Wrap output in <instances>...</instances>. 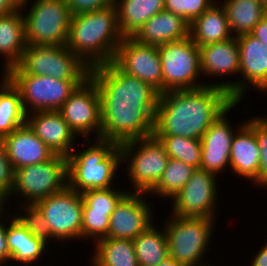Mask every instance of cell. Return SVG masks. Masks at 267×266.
<instances>
[{
	"label": "cell",
	"mask_w": 267,
	"mask_h": 266,
	"mask_svg": "<svg viewBox=\"0 0 267 266\" xmlns=\"http://www.w3.org/2000/svg\"><path fill=\"white\" fill-rule=\"evenodd\" d=\"M101 100V139L122 143L153 135L159 93L113 62L90 69Z\"/></svg>",
	"instance_id": "1"
},
{
	"label": "cell",
	"mask_w": 267,
	"mask_h": 266,
	"mask_svg": "<svg viewBox=\"0 0 267 266\" xmlns=\"http://www.w3.org/2000/svg\"><path fill=\"white\" fill-rule=\"evenodd\" d=\"M233 102L225 90L215 86L162 93L157 103L153 135L201 139Z\"/></svg>",
	"instance_id": "2"
},
{
	"label": "cell",
	"mask_w": 267,
	"mask_h": 266,
	"mask_svg": "<svg viewBox=\"0 0 267 266\" xmlns=\"http://www.w3.org/2000/svg\"><path fill=\"white\" fill-rule=\"evenodd\" d=\"M123 38L111 5L72 15L67 47L91 69L112 62Z\"/></svg>",
	"instance_id": "3"
},
{
	"label": "cell",
	"mask_w": 267,
	"mask_h": 266,
	"mask_svg": "<svg viewBox=\"0 0 267 266\" xmlns=\"http://www.w3.org/2000/svg\"><path fill=\"white\" fill-rule=\"evenodd\" d=\"M80 140L82 149L76 145L67 157L68 186L78 193L116 187L118 171L123 167L120 145L100 138Z\"/></svg>",
	"instance_id": "4"
},
{
	"label": "cell",
	"mask_w": 267,
	"mask_h": 266,
	"mask_svg": "<svg viewBox=\"0 0 267 266\" xmlns=\"http://www.w3.org/2000/svg\"><path fill=\"white\" fill-rule=\"evenodd\" d=\"M216 220L206 217H180L173 214L164 218L161 224L167 238L168 256L182 266H216L206 261V253L211 249L210 245L215 237L213 235L216 232L214 230Z\"/></svg>",
	"instance_id": "5"
},
{
	"label": "cell",
	"mask_w": 267,
	"mask_h": 266,
	"mask_svg": "<svg viewBox=\"0 0 267 266\" xmlns=\"http://www.w3.org/2000/svg\"><path fill=\"white\" fill-rule=\"evenodd\" d=\"M21 10L27 45L67 46L72 14L65 0H23Z\"/></svg>",
	"instance_id": "6"
},
{
	"label": "cell",
	"mask_w": 267,
	"mask_h": 266,
	"mask_svg": "<svg viewBox=\"0 0 267 266\" xmlns=\"http://www.w3.org/2000/svg\"><path fill=\"white\" fill-rule=\"evenodd\" d=\"M121 163L126 167L129 192L149 193L165 171L170 157L154 135L120 144Z\"/></svg>",
	"instance_id": "7"
},
{
	"label": "cell",
	"mask_w": 267,
	"mask_h": 266,
	"mask_svg": "<svg viewBox=\"0 0 267 266\" xmlns=\"http://www.w3.org/2000/svg\"><path fill=\"white\" fill-rule=\"evenodd\" d=\"M90 68L67 46L27 45L21 60L4 75L51 76L59 80H85Z\"/></svg>",
	"instance_id": "8"
},
{
	"label": "cell",
	"mask_w": 267,
	"mask_h": 266,
	"mask_svg": "<svg viewBox=\"0 0 267 266\" xmlns=\"http://www.w3.org/2000/svg\"><path fill=\"white\" fill-rule=\"evenodd\" d=\"M157 48L162 66L163 93L207 86V83L200 81L203 78L200 50L190 36Z\"/></svg>",
	"instance_id": "9"
},
{
	"label": "cell",
	"mask_w": 267,
	"mask_h": 266,
	"mask_svg": "<svg viewBox=\"0 0 267 266\" xmlns=\"http://www.w3.org/2000/svg\"><path fill=\"white\" fill-rule=\"evenodd\" d=\"M239 45L240 74L238 79L206 81L207 86L225 90L234 101H244L250 90H267V47L250 33L236 36ZM241 77V78H240ZM234 80V81H233Z\"/></svg>",
	"instance_id": "10"
},
{
	"label": "cell",
	"mask_w": 267,
	"mask_h": 266,
	"mask_svg": "<svg viewBox=\"0 0 267 266\" xmlns=\"http://www.w3.org/2000/svg\"><path fill=\"white\" fill-rule=\"evenodd\" d=\"M67 186V158L55 155L48 161L16 169L14 187L9 197L16 201L17 196L16 205L35 204Z\"/></svg>",
	"instance_id": "11"
},
{
	"label": "cell",
	"mask_w": 267,
	"mask_h": 266,
	"mask_svg": "<svg viewBox=\"0 0 267 266\" xmlns=\"http://www.w3.org/2000/svg\"><path fill=\"white\" fill-rule=\"evenodd\" d=\"M48 223L52 238L62 246L82 241L83 197L69 186L35 203ZM65 245H64V244Z\"/></svg>",
	"instance_id": "12"
},
{
	"label": "cell",
	"mask_w": 267,
	"mask_h": 266,
	"mask_svg": "<svg viewBox=\"0 0 267 266\" xmlns=\"http://www.w3.org/2000/svg\"><path fill=\"white\" fill-rule=\"evenodd\" d=\"M19 90L26 114L58 111L84 80H59L51 76L5 75Z\"/></svg>",
	"instance_id": "13"
},
{
	"label": "cell",
	"mask_w": 267,
	"mask_h": 266,
	"mask_svg": "<svg viewBox=\"0 0 267 266\" xmlns=\"http://www.w3.org/2000/svg\"><path fill=\"white\" fill-rule=\"evenodd\" d=\"M218 180L214 173L195 169L185 186L170 200V214L218 219L216 216L220 211L217 207L221 204Z\"/></svg>",
	"instance_id": "14"
},
{
	"label": "cell",
	"mask_w": 267,
	"mask_h": 266,
	"mask_svg": "<svg viewBox=\"0 0 267 266\" xmlns=\"http://www.w3.org/2000/svg\"><path fill=\"white\" fill-rule=\"evenodd\" d=\"M58 112L79 139H101V100L90 76L77 86Z\"/></svg>",
	"instance_id": "15"
},
{
	"label": "cell",
	"mask_w": 267,
	"mask_h": 266,
	"mask_svg": "<svg viewBox=\"0 0 267 266\" xmlns=\"http://www.w3.org/2000/svg\"><path fill=\"white\" fill-rule=\"evenodd\" d=\"M121 71L149 84L163 93L162 66L157 46L124 37L112 61Z\"/></svg>",
	"instance_id": "16"
},
{
	"label": "cell",
	"mask_w": 267,
	"mask_h": 266,
	"mask_svg": "<svg viewBox=\"0 0 267 266\" xmlns=\"http://www.w3.org/2000/svg\"><path fill=\"white\" fill-rule=\"evenodd\" d=\"M239 104H241V101H234L218 116L200 139L202 148L200 168L214 173L219 178L221 175L223 176V172H225L226 169L229 173L228 168L232 139L236 131L247 120V118L245 119L244 117L238 125L235 124L236 127L231 124L232 121L228 118L229 113L231 114L232 109L236 110Z\"/></svg>",
	"instance_id": "17"
},
{
	"label": "cell",
	"mask_w": 267,
	"mask_h": 266,
	"mask_svg": "<svg viewBox=\"0 0 267 266\" xmlns=\"http://www.w3.org/2000/svg\"><path fill=\"white\" fill-rule=\"evenodd\" d=\"M147 195L142 192H128L119 201L110 215L106 237L134 240L155 222L157 210Z\"/></svg>",
	"instance_id": "18"
},
{
	"label": "cell",
	"mask_w": 267,
	"mask_h": 266,
	"mask_svg": "<svg viewBox=\"0 0 267 266\" xmlns=\"http://www.w3.org/2000/svg\"><path fill=\"white\" fill-rule=\"evenodd\" d=\"M107 189H89L82 192L83 218L82 242L87 240L94 244L108 235L110 215L119 201L129 192L125 187ZM121 188V189H120Z\"/></svg>",
	"instance_id": "19"
},
{
	"label": "cell",
	"mask_w": 267,
	"mask_h": 266,
	"mask_svg": "<svg viewBox=\"0 0 267 266\" xmlns=\"http://www.w3.org/2000/svg\"><path fill=\"white\" fill-rule=\"evenodd\" d=\"M243 106L242 115L247 117L246 122L236 131L230 150V173L239 177L238 180H247L249 183L258 188V175L260 167V149L254 132V121L248 117V114L253 111L252 106ZM249 106V107H248ZM251 109V110H250ZM247 110V111H246ZM250 112H249V111ZM246 112V113H245ZM249 112V113H247Z\"/></svg>",
	"instance_id": "20"
},
{
	"label": "cell",
	"mask_w": 267,
	"mask_h": 266,
	"mask_svg": "<svg viewBox=\"0 0 267 266\" xmlns=\"http://www.w3.org/2000/svg\"><path fill=\"white\" fill-rule=\"evenodd\" d=\"M26 123L55 155L67 158L76 145H81L77 142L79 138L58 111H37L27 114Z\"/></svg>",
	"instance_id": "21"
},
{
	"label": "cell",
	"mask_w": 267,
	"mask_h": 266,
	"mask_svg": "<svg viewBox=\"0 0 267 266\" xmlns=\"http://www.w3.org/2000/svg\"><path fill=\"white\" fill-rule=\"evenodd\" d=\"M2 140L14 170L48 161L55 156L27 123Z\"/></svg>",
	"instance_id": "22"
},
{
	"label": "cell",
	"mask_w": 267,
	"mask_h": 266,
	"mask_svg": "<svg viewBox=\"0 0 267 266\" xmlns=\"http://www.w3.org/2000/svg\"><path fill=\"white\" fill-rule=\"evenodd\" d=\"M199 50L202 77L226 80V77L229 79V76L232 78L240 75L239 45L235 36L222 42L201 46Z\"/></svg>",
	"instance_id": "23"
},
{
	"label": "cell",
	"mask_w": 267,
	"mask_h": 266,
	"mask_svg": "<svg viewBox=\"0 0 267 266\" xmlns=\"http://www.w3.org/2000/svg\"><path fill=\"white\" fill-rule=\"evenodd\" d=\"M9 220V222H8ZM7 244L10 252V264L13 266H34L40 264L49 247L37 239L18 221L13 213L7 218ZM36 263V264H35Z\"/></svg>",
	"instance_id": "24"
},
{
	"label": "cell",
	"mask_w": 267,
	"mask_h": 266,
	"mask_svg": "<svg viewBox=\"0 0 267 266\" xmlns=\"http://www.w3.org/2000/svg\"><path fill=\"white\" fill-rule=\"evenodd\" d=\"M189 26L182 17L163 10L144 23L132 38L142 44L159 46L188 37Z\"/></svg>",
	"instance_id": "25"
},
{
	"label": "cell",
	"mask_w": 267,
	"mask_h": 266,
	"mask_svg": "<svg viewBox=\"0 0 267 266\" xmlns=\"http://www.w3.org/2000/svg\"><path fill=\"white\" fill-rule=\"evenodd\" d=\"M27 47L22 10L0 16V55L4 59L1 74H5L21 60Z\"/></svg>",
	"instance_id": "26"
},
{
	"label": "cell",
	"mask_w": 267,
	"mask_h": 266,
	"mask_svg": "<svg viewBox=\"0 0 267 266\" xmlns=\"http://www.w3.org/2000/svg\"><path fill=\"white\" fill-rule=\"evenodd\" d=\"M189 36L198 47L233 37L225 10L218 1L190 23Z\"/></svg>",
	"instance_id": "27"
},
{
	"label": "cell",
	"mask_w": 267,
	"mask_h": 266,
	"mask_svg": "<svg viewBox=\"0 0 267 266\" xmlns=\"http://www.w3.org/2000/svg\"><path fill=\"white\" fill-rule=\"evenodd\" d=\"M117 21L123 37H133L152 16L164 10V0H116Z\"/></svg>",
	"instance_id": "28"
},
{
	"label": "cell",
	"mask_w": 267,
	"mask_h": 266,
	"mask_svg": "<svg viewBox=\"0 0 267 266\" xmlns=\"http://www.w3.org/2000/svg\"><path fill=\"white\" fill-rule=\"evenodd\" d=\"M92 249L88 258L90 266H139L133 240L104 237Z\"/></svg>",
	"instance_id": "29"
},
{
	"label": "cell",
	"mask_w": 267,
	"mask_h": 266,
	"mask_svg": "<svg viewBox=\"0 0 267 266\" xmlns=\"http://www.w3.org/2000/svg\"><path fill=\"white\" fill-rule=\"evenodd\" d=\"M218 2L225 10L230 31L235 37L250 33L265 17L266 6L259 0H218Z\"/></svg>",
	"instance_id": "30"
},
{
	"label": "cell",
	"mask_w": 267,
	"mask_h": 266,
	"mask_svg": "<svg viewBox=\"0 0 267 266\" xmlns=\"http://www.w3.org/2000/svg\"><path fill=\"white\" fill-rule=\"evenodd\" d=\"M0 77V138L11 134L16 128L26 124L19 90L4 75Z\"/></svg>",
	"instance_id": "31"
},
{
	"label": "cell",
	"mask_w": 267,
	"mask_h": 266,
	"mask_svg": "<svg viewBox=\"0 0 267 266\" xmlns=\"http://www.w3.org/2000/svg\"><path fill=\"white\" fill-rule=\"evenodd\" d=\"M150 225L133 240L139 266H156L168 256V243L163 225Z\"/></svg>",
	"instance_id": "32"
},
{
	"label": "cell",
	"mask_w": 267,
	"mask_h": 266,
	"mask_svg": "<svg viewBox=\"0 0 267 266\" xmlns=\"http://www.w3.org/2000/svg\"><path fill=\"white\" fill-rule=\"evenodd\" d=\"M194 170V167L170 158L162 177L148 195L151 194V199L161 197L164 202L166 198L170 201L185 186Z\"/></svg>",
	"instance_id": "33"
},
{
	"label": "cell",
	"mask_w": 267,
	"mask_h": 266,
	"mask_svg": "<svg viewBox=\"0 0 267 266\" xmlns=\"http://www.w3.org/2000/svg\"><path fill=\"white\" fill-rule=\"evenodd\" d=\"M171 159L180 160L195 169L201 165V140L181 136H155Z\"/></svg>",
	"instance_id": "34"
},
{
	"label": "cell",
	"mask_w": 267,
	"mask_h": 266,
	"mask_svg": "<svg viewBox=\"0 0 267 266\" xmlns=\"http://www.w3.org/2000/svg\"><path fill=\"white\" fill-rule=\"evenodd\" d=\"M15 206L18 208L16 209ZM14 208L13 215L28 230L29 233L48 245L49 248L52 246L50 243H57L54 242L55 240L52 238L50 227L35 204H18L14 205ZM15 211L17 214H14Z\"/></svg>",
	"instance_id": "35"
},
{
	"label": "cell",
	"mask_w": 267,
	"mask_h": 266,
	"mask_svg": "<svg viewBox=\"0 0 267 266\" xmlns=\"http://www.w3.org/2000/svg\"><path fill=\"white\" fill-rule=\"evenodd\" d=\"M217 0H164V10L182 17L189 24Z\"/></svg>",
	"instance_id": "36"
},
{
	"label": "cell",
	"mask_w": 267,
	"mask_h": 266,
	"mask_svg": "<svg viewBox=\"0 0 267 266\" xmlns=\"http://www.w3.org/2000/svg\"><path fill=\"white\" fill-rule=\"evenodd\" d=\"M251 119L254 121V132L260 149V167L258 175V188L267 190V121L261 114Z\"/></svg>",
	"instance_id": "37"
},
{
	"label": "cell",
	"mask_w": 267,
	"mask_h": 266,
	"mask_svg": "<svg viewBox=\"0 0 267 266\" xmlns=\"http://www.w3.org/2000/svg\"><path fill=\"white\" fill-rule=\"evenodd\" d=\"M15 170L9 161L2 138H0V189L11 195Z\"/></svg>",
	"instance_id": "38"
},
{
	"label": "cell",
	"mask_w": 267,
	"mask_h": 266,
	"mask_svg": "<svg viewBox=\"0 0 267 266\" xmlns=\"http://www.w3.org/2000/svg\"><path fill=\"white\" fill-rule=\"evenodd\" d=\"M72 15L115 5L116 0H65Z\"/></svg>",
	"instance_id": "39"
},
{
	"label": "cell",
	"mask_w": 267,
	"mask_h": 266,
	"mask_svg": "<svg viewBox=\"0 0 267 266\" xmlns=\"http://www.w3.org/2000/svg\"><path fill=\"white\" fill-rule=\"evenodd\" d=\"M10 265V252L7 244V218L0 221V266Z\"/></svg>",
	"instance_id": "40"
},
{
	"label": "cell",
	"mask_w": 267,
	"mask_h": 266,
	"mask_svg": "<svg viewBox=\"0 0 267 266\" xmlns=\"http://www.w3.org/2000/svg\"><path fill=\"white\" fill-rule=\"evenodd\" d=\"M265 240L262 247H259V251L254 252L255 255H253L248 266H267V239Z\"/></svg>",
	"instance_id": "41"
},
{
	"label": "cell",
	"mask_w": 267,
	"mask_h": 266,
	"mask_svg": "<svg viewBox=\"0 0 267 266\" xmlns=\"http://www.w3.org/2000/svg\"><path fill=\"white\" fill-rule=\"evenodd\" d=\"M250 34L258 38L267 47V18H262L253 28Z\"/></svg>",
	"instance_id": "42"
},
{
	"label": "cell",
	"mask_w": 267,
	"mask_h": 266,
	"mask_svg": "<svg viewBox=\"0 0 267 266\" xmlns=\"http://www.w3.org/2000/svg\"><path fill=\"white\" fill-rule=\"evenodd\" d=\"M22 2L23 0H0V16L20 10Z\"/></svg>",
	"instance_id": "43"
},
{
	"label": "cell",
	"mask_w": 267,
	"mask_h": 266,
	"mask_svg": "<svg viewBox=\"0 0 267 266\" xmlns=\"http://www.w3.org/2000/svg\"><path fill=\"white\" fill-rule=\"evenodd\" d=\"M11 201L12 200L10 199L9 195L0 189V221L5 219V218H8L9 215L12 214L11 212H12V209H14V208H11V207H13L12 205L10 206ZM10 209H11V211L9 213Z\"/></svg>",
	"instance_id": "44"
},
{
	"label": "cell",
	"mask_w": 267,
	"mask_h": 266,
	"mask_svg": "<svg viewBox=\"0 0 267 266\" xmlns=\"http://www.w3.org/2000/svg\"><path fill=\"white\" fill-rule=\"evenodd\" d=\"M156 266H182L175 259L167 256L163 261L158 263Z\"/></svg>",
	"instance_id": "45"
},
{
	"label": "cell",
	"mask_w": 267,
	"mask_h": 266,
	"mask_svg": "<svg viewBox=\"0 0 267 266\" xmlns=\"http://www.w3.org/2000/svg\"><path fill=\"white\" fill-rule=\"evenodd\" d=\"M260 2H262L265 6H267V0H259Z\"/></svg>",
	"instance_id": "46"
},
{
	"label": "cell",
	"mask_w": 267,
	"mask_h": 266,
	"mask_svg": "<svg viewBox=\"0 0 267 266\" xmlns=\"http://www.w3.org/2000/svg\"><path fill=\"white\" fill-rule=\"evenodd\" d=\"M267 96V90L266 91H264V92H262V96Z\"/></svg>",
	"instance_id": "47"
},
{
	"label": "cell",
	"mask_w": 267,
	"mask_h": 266,
	"mask_svg": "<svg viewBox=\"0 0 267 266\" xmlns=\"http://www.w3.org/2000/svg\"><path fill=\"white\" fill-rule=\"evenodd\" d=\"M261 116L267 121V114L266 115H262Z\"/></svg>",
	"instance_id": "48"
}]
</instances>
